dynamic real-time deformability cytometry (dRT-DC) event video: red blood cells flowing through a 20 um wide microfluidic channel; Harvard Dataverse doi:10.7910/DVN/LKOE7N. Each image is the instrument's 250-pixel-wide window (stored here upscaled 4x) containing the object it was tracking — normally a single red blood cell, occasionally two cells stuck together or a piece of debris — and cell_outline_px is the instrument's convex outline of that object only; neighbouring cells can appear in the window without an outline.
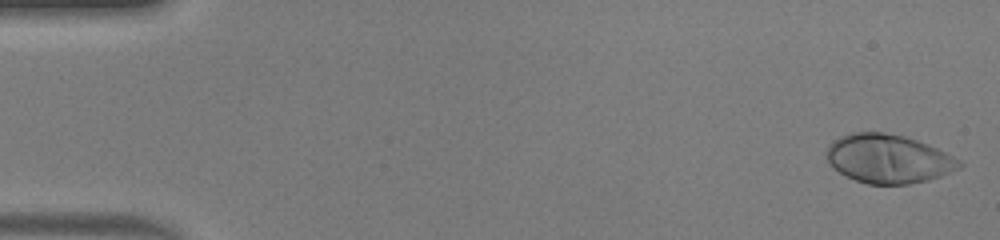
{"species": "human", "species_latin": "Homo sapiens", "temperature_condition": "warm", "stored_images_in_passage": 49, "camera_frame_rate_fps": 3000, "um_per_image_px": 0.085, "donor": {"sex": "male"}, "frame": {"image": 1, "passage_image": 1, "time_ms": 0.0, "image_size_px": [1000, 240], "cell_outline_px": [[964, 164], [960, 168], [940, 176], [928, 180], [908, 184], [868, 184], [856, 180], [840, 172], [828, 164], [824, 152], [828, 144], [840, 136], [852, 132], [884, 132], [904, 136], [916, 140], [936, 148], [960, 160]], "centroid_in_image_um": [75.47, 13.49], "position_along_channel_um": 9.5, "area_um2": 37.74}}
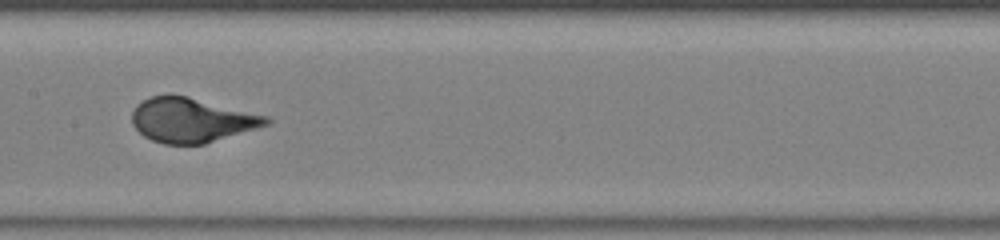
{"frame": {"image": 2, "passage_image": 25, "time_ms": 8.0, "image_size_px": [1000, 240], "cell_outline_px": [[272, 120], [268, 124], [204, 144], [164, 144], [152, 140], [144, 136], [132, 124], [132, 112], [136, 104], [152, 96], [168, 92], [188, 96], [268, 116]], "centroid_in_image_um": [16.24, 10.18], "position_along_channel_um": 191.2, "area_um2": 34.85}}
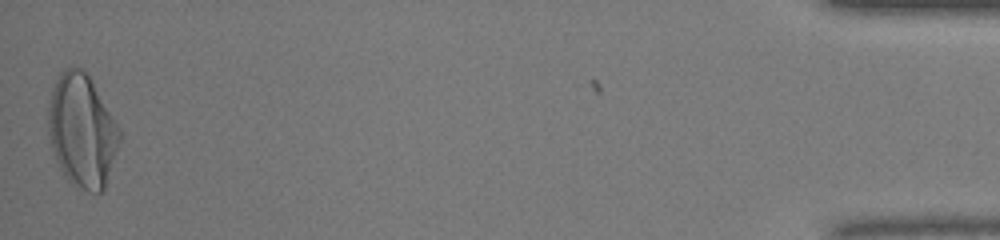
{"frame": {"image": 3, "passage_image": 49, "time_ms": 16.0, "image_size_px": [1000, 240], "cell_outline_px": [[120, 140], [104, 188], [100, 192], [88, 192], [76, 188], [68, 180], [60, 168], [56, 160], [52, 148], [48, 132], [48, 108], [52, 88], [60, 72], [68, 68], [80, 68], [92, 80], [120, 128]], "centroid_in_image_um": [6.96, 11.12], "position_along_channel_um": 428.2, "area_um2": 46.64}}